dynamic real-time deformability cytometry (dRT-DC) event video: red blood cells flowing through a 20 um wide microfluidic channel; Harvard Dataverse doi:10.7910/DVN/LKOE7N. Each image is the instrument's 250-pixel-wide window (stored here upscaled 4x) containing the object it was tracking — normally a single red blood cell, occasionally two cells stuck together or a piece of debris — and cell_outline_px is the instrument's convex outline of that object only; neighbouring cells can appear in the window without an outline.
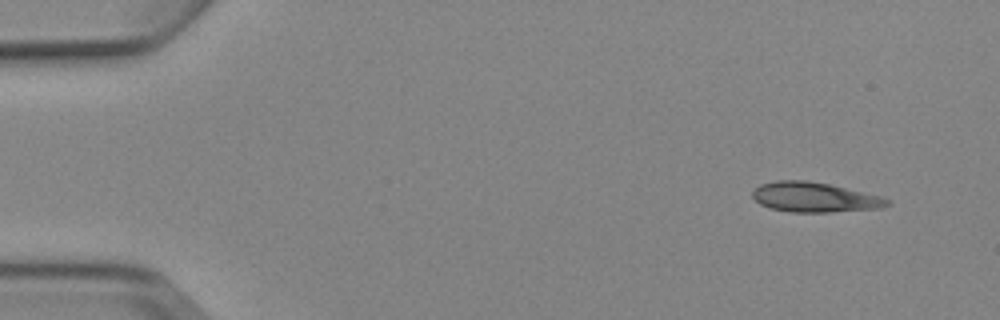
{"species": "Egyptian fruit bat (a non-hibernating species)", "species_latin": "Rousettus aegyptiacus", "temperature_condition": "cold", "stored_images_in_passage": 4, "camera_frame_rate_fps": 3000, "um_per_image_px": 0.085, "animal": {"sex": "female"}, "frame": {"image": 1, "passage_image": 1, "time_ms": 0.0, "image_size_px": [1000, 320], "cell_outline_px": [[892, 204], [884, 208], [832, 212], [792, 212], [768, 208], [760, 204], [752, 196], [752, 192], [760, 184], [776, 180], [804, 180], [828, 184], [880, 196], [888, 200]], "centroid_in_image_um": [69.23, 16.77], "position_along_channel_um": 15.8, "area_um2": 23.41}}
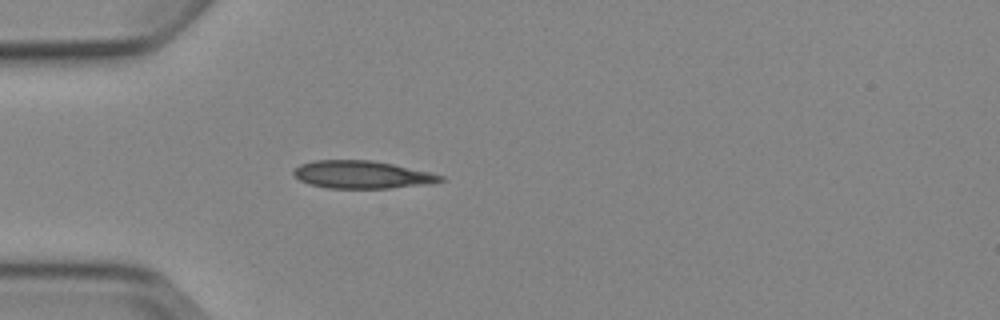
{"frame": {"image": 2, "passage_image": 4, "time_ms": 3.667, "image_size_px": [1000, 320], "cell_outline_px": [[444, 180], [432, 184], [392, 188], [328, 188], [312, 184], [300, 180], [292, 172], [300, 164], [312, 160], [372, 160], [432, 172], [444, 176]], "centroid_in_image_um": [30.83, 14.84], "position_along_channel_um": 54.2, "area_um2": 23.76}}